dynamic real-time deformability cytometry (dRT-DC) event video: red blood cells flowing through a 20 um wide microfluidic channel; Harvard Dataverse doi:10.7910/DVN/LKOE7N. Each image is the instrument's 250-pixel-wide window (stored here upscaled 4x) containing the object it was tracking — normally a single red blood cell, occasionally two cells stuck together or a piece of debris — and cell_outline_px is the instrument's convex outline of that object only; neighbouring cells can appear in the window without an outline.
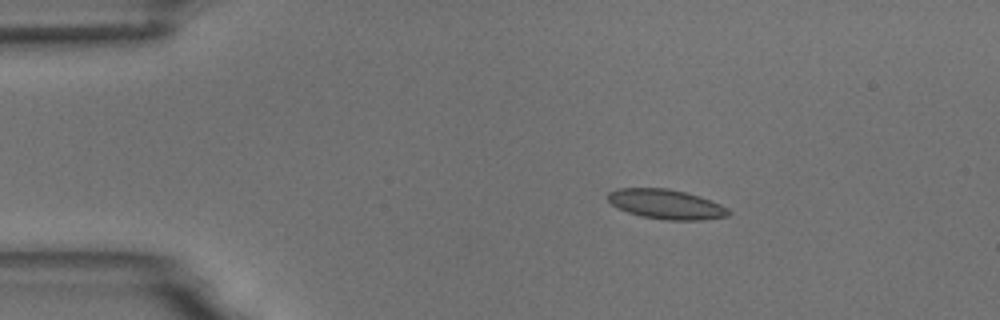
{"species": "common noctule bat (a hibernating species)", "species_latin": "Nyctalus noctula", "temperature_condition": "room temperature", "stored_images_in_passage": 3, "camera_frame_rate_fps": 3000, "um_per_image_px": 0.085, "animal": {"sex": "male", "body_mass_g": 18.8}, "frame": {"image": 1, "passage_image": 1, "time_ms": 0.0, "image_size_px": [1000, 320], "cell_outline_px": [[732, 212], [728, 216], [700, 220], [664, 220], [640, 216], [628, 212], [612, 204], [608, 200], [608, 192], [616, 188], [668, 188], [684, 192], [720, 204], [728, 208]], "centroid_in_image_um": [56.61, 17.36], "position_along_channel_um": 28.4, "area_um2": 20.69}}